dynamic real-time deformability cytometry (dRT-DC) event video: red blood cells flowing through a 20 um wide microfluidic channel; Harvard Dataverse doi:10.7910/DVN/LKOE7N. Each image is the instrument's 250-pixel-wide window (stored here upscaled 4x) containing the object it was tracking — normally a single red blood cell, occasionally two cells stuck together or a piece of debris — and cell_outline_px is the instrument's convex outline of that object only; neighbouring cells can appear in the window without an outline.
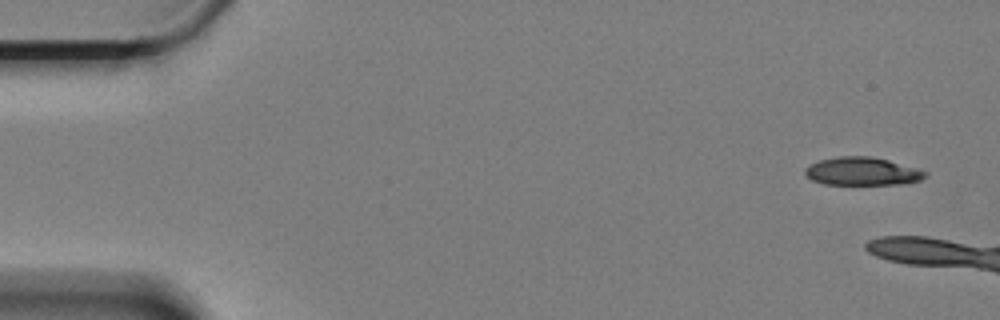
{"species": "Egyptian fruit bat (a non-hibernating species)", "species_latin": "Rousettus aegyptiacus", "temperature_condition": "cold", "stored_images_in_passage": 7, "camera_frame_rate_fps": 3000, "um_per_image_px": 0.085, "animal": {"sex": "female"}, "frame": {"image": 1, "passage_image": 1, "time_ms": 0.0, "image_size_px": [1000, 320], "cell_outline_px": [[928, 176], [920, 180], [896, 184], [824, 184], [812, 180], [804, 176], [804, 168], [808, 164], [820, 160], [836, 156], [872, 156], [888, 160], [916, 168], [928, 172]], "centroid_in_image_um": [73.23, 14.55], "position_along_channel_um": 11.8, "area_um2": 19.77}}